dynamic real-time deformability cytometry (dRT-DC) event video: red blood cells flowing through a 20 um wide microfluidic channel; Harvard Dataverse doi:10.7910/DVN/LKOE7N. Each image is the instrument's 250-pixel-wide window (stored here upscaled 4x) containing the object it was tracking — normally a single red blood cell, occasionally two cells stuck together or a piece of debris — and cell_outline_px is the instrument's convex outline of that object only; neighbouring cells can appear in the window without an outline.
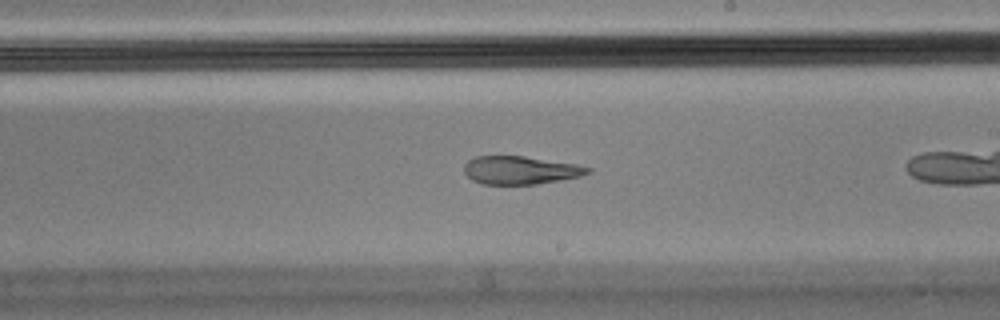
{"species": "Egyptian fruit bat (a non-hibernating species)", "species_latin": "Rousettus aegyptiacus", "temperature_condition": "cold", "stored_images_in_passage": 29, "camera_frame_rate_fps": 3000, "um_per_image_px": 0.085, "animal": {"sex": "male"}, "frame": {"image": 1, "passage_image": 17, "time_ms": 5.333, "image_size_px": [1000, 320], "cell_outline_px": [[592, 172], [580, 176], [560, 180], [536, 184], [480, 184], [472, 180], [464, 172], [464, 164], [468, 160], [476, 156], [524, 156], [576, 164], [592, 168]], "centroid_in_image_um": [44.23, 14.46], "position_along_channel_um": 244.8, "area_um2": 20.29}}